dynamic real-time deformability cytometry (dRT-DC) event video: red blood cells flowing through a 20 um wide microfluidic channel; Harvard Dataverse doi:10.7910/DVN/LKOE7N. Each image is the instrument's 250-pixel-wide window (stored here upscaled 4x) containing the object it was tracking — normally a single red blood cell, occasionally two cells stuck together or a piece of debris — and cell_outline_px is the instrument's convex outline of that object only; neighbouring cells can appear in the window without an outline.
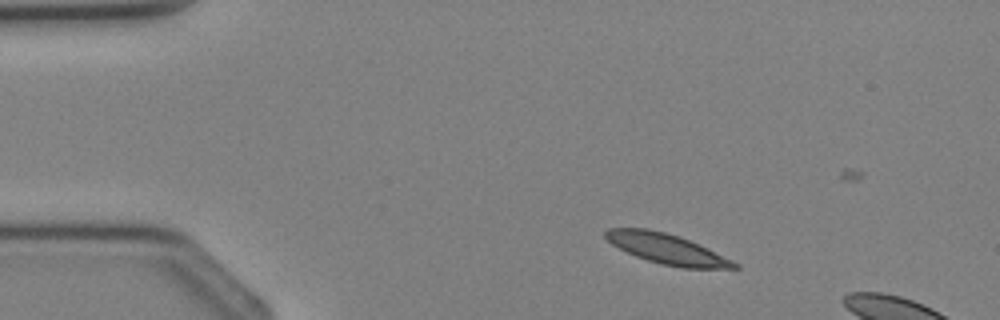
{"species": "Egyptian fruit bat (a non-hibernating species)", "species_latin": "Rousettus aegyptiacus", "temperature_condition": "cold", "stored_images_in_passage": 2, "camera_frame_rate_fps": 3000, "um_per_image_px": 0.085, "animal": {"sex": "female"}, "frame": {"image": 1, "passage_image": 2, "time_ms": 1.333, "image_size_px": [1000, 320], "cell_outline_px": [[740, 268], [680, 268], [660, 264], [636, 256], [612, 244], [604, 236], [604, 232], [608, 228], [648, 228], [680, 236], [732, 260], [740, 264]], "centroid_in_image_um": [56.67, 21.15], "position_along_channel_um": 28.3, "area_um2": 22.43}}